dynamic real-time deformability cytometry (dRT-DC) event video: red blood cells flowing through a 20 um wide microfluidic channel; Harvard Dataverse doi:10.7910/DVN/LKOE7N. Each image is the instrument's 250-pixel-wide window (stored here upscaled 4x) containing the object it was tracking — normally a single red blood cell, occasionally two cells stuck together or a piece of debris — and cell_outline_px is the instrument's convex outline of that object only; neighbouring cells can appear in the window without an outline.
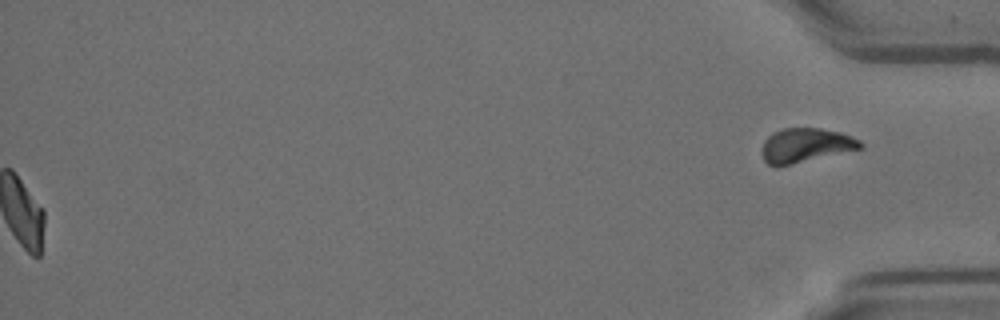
{"species": "Egyptian fruit bat (a non-hibernating species)", "species_latin": "Rousettus aegyptiacus", "temperature_condition": "room temperature", "stored_images_in_passage": 58, "segment_of_instrument_passage": [2, 2], "camera_frame_rate_fps": 3000, "um_per_image_px": 0.085, "animal": {"sex": "female"}, "frame": {"image": 1, "passage_image": 58, "time_ms": 19.0, "image_size_px": [1000, 320], "cell_outline_px": [[864, 144], [860, 148], [776, 168], [768, 164], [764, 160], [760, 152], [764, 140], [772, 132], [780, 128], [820, 128], [840, 132], [852, 136], [860, 140]], "centroid_in_image_um": [68.41, 12.35], "position_along_channel_um": 366.8, "area_um2": 19.83}}